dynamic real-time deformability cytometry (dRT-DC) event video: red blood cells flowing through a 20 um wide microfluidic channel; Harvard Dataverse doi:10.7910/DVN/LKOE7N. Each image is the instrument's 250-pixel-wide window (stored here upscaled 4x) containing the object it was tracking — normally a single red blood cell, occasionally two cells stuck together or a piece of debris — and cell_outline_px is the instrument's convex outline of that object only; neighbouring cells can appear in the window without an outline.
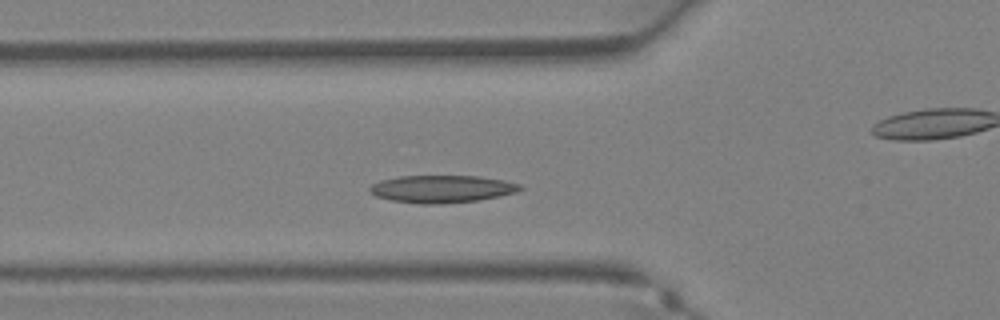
{"species": "Egyptian fruit bat (a non-hibernating species)", "species_latin": "Rousettus aegyptiacus", "temperature_condition": "warm", "stored_images_in_passage": 23, "camera_frame_rate_fps": 3000, "um_per_image_px": 0.085, "animal": {"sex": "female"}, "frame": {"image": 1, "passage_image": 7, "time_ms": 2.0, "image_size_px": [1000, 320], "cell_outline_px": [[524, 188], [516, 192], [500, 196], [476, 200], [444, 204], [420, 204], [392, 200], [376, 196], [368, 192], [368, 188], [372, 184], [380, 180], [400, 176], [480, 176], [504, 180], [520, 184]], "centroid_in_image_um": [37.54, 16.06], "position_along_channel_um": 88.3, "area_um2": 24.16}}
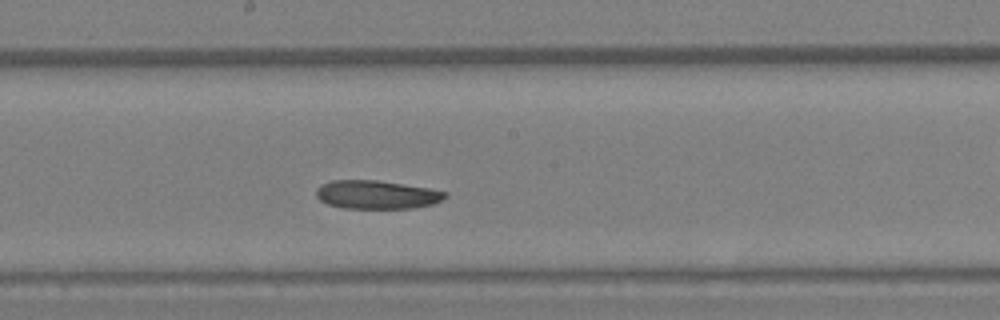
{"frame": {"image": 2, "passage_image": 14, "time_ms": 4.333, "image_size_px": [1000, 320], "cell_outline_px": [[448, 196], [444, 200], [432, 204], [412, 208], [344, 208], [328, 204], [320, 200], [316, 196], [316, 188], [320, 184], [332, 180], [376, 180], [428, 188], [448, 192]], "centroid_in_image_um": [32.02, 16.54], "position_along_channel_um": 216.2, "area_um2": 21.44}}
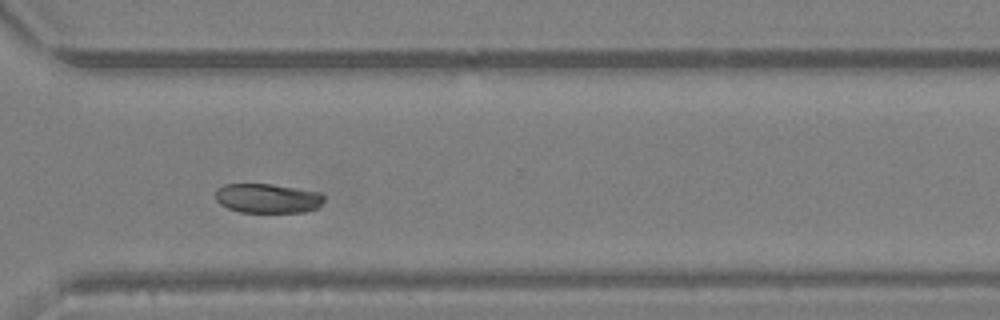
{"frame": {"image": 3, "passage_image": 21, "time_ms": 6.667, "image_size_px": [1000, 320], "cell_outline_px": [[324, 200], [316, 208], [304, 212], [240, 212], [228, 208], [220, 204], [216, 200], [216, 188], [224, 184], [272, 184], [320, 192], [324, 196]], "centroid_in_image_um": [22.73, 16.85], "position_along_channel_um": 347.9, "area_um2": 18.61}}